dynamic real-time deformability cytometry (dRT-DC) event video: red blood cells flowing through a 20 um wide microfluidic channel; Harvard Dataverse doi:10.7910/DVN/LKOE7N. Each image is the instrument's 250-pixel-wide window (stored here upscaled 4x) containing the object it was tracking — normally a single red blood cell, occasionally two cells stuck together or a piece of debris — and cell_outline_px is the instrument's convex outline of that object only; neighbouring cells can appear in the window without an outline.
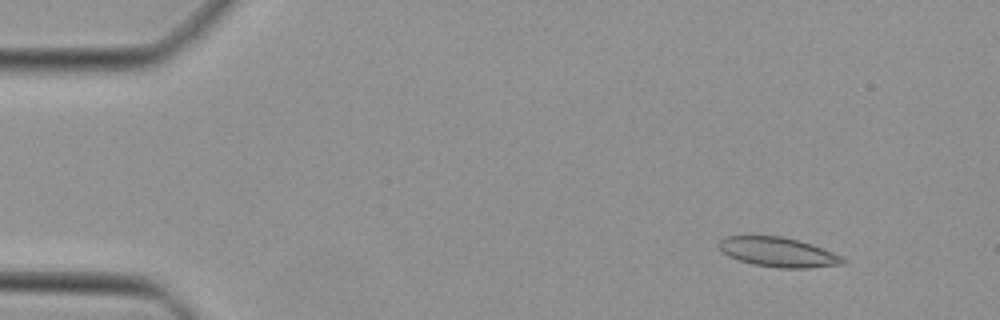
{"species": "Egyptian fruit bat (a non-hibernating species)", "species_latin": "Rousettus aegyptiacus", "temperature_condition": "cold", "stored_images_in_passage": 47, "camera_frame_rate_fps": 3000, "um_per_image_px": 0.085, "animal": {"sex": "female"}, "frame": {"image": 1, "passage_image": 5, "time_ms": 1.333, "image_size_px": [1000, 320], "cell_outline_px": [[848, 260], [844, 264], [808, 268], [776, 268], [752, 264], [728, 256], [720, 252], [716, 248], [716, 244], [724, 236], [784, 236], [812, 244], [832, 252]], "centroid_in_image_um": [66.09, 21.43], "position_along_channel_um": 18.9, "area_um2": 21.68}}
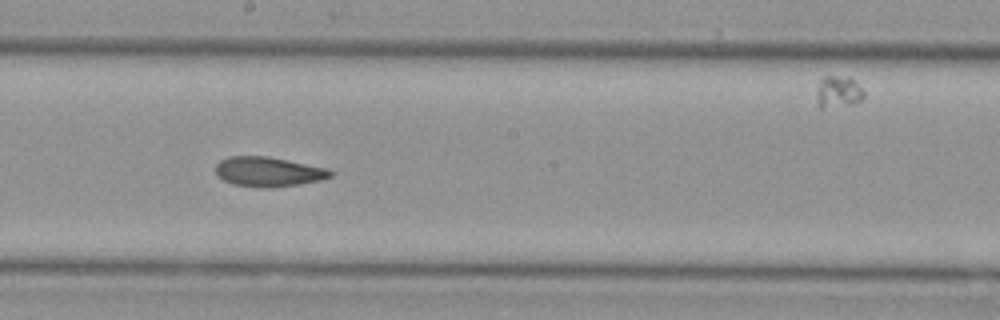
{"frame": {"image": 2, "passage_image": 26, "time_ms": 8.333, "image_size_px": [1000, 320], "cell_outline_px": [[336, 172], [332, 176], [320, 180], [300, 184], [268, 188], [260, 188], [232, 184], [216, 176], [216, 164], [220, 160], [228, 156], [268, 156], [328, 168]], "centroid_in_image_um": [22.81, 14.6], "position_along_channel_um": 225.4, "area_um2": 20.11}}
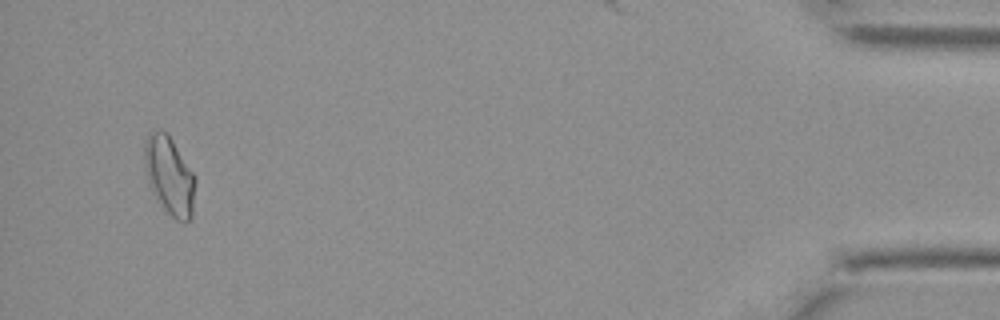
{"frame": {"image": 3, "passage_image": 45, "time_ms": 14.667, "image_size_px": [1000, 320], "cell_outline_px": [[196, 184], [192, 216], [188, 220], [176, 220], [164, 208], [152, 192], [148, 184], [144, 164], [144, 144], [148, 132], [164, 132], [172, 140], [196, 176]], "centroid_in_image_um": [14.4, 14.94], "position_along_channel_um": 420.8, "area_um2": 23.0}}